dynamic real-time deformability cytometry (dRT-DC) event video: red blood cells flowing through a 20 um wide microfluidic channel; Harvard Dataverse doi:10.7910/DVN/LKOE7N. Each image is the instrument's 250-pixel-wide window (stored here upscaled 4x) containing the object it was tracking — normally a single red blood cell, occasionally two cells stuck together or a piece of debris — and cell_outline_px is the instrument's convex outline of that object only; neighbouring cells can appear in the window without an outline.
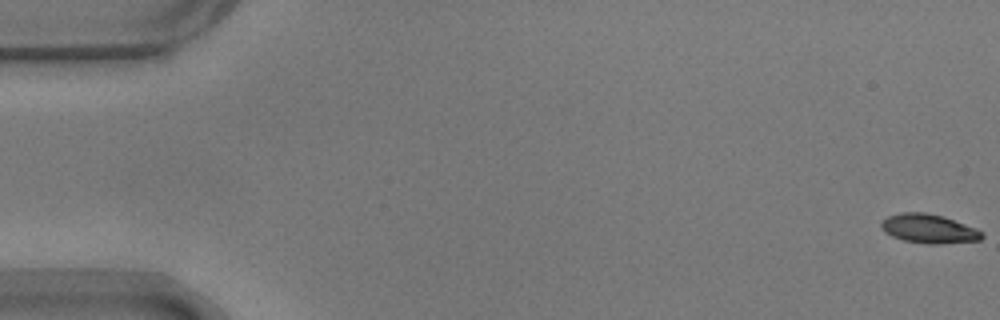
{"species": "common noctule bat (a hibernating species)", "species_latin": "Nyctalus noctula", "temperature_condition": "warm", "stored_images_in_passage": 54, "camera_frame_rate_fps": 3000, "um_per_image_px": 0.085, "animal": {"sex": "male", "body_mass_g": 17.9}, "frame": {"image": 1, "passage_image": 1, "time_ms": 0.0, "image_size_px": [1000, 320], "cell_outline_px": [[984, 236], [980, 240], [940, 244], [928, 244], [904, 240], [892, 236], [884, 232], [880, 228], [880, 220], [888, 216], [904, 212], [924, 212], [944, 216], [976, 228], [984, 232]], "centroid_in_image_um": [78.94, 19.43], "position_along_channel_um": 6.1, "area_um2": 17.22}}
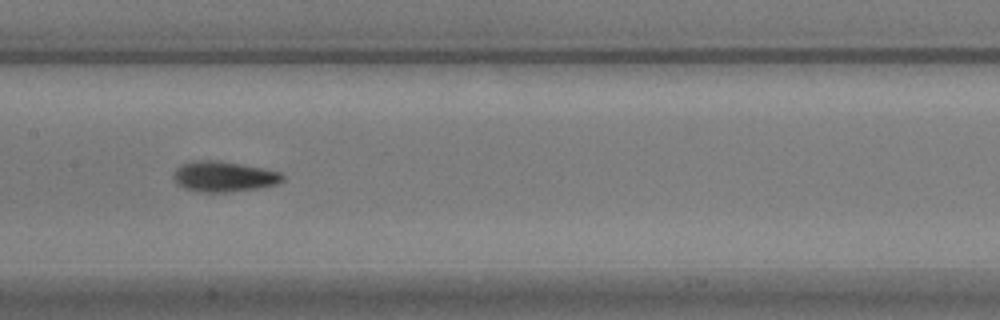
{"frame": {"image": 2, "passage_image": 28, "time_ms": 9.0, "image_size_px": [1000, 320], "cell_outline_px": [[284, 180], [276, 184], [260, 188], [224, 192], [204, 192], [184, 188], [176, 184], [172, 176], [176, 168], [180, 164], [192, 160], [220, 160], [264, 168], [280, 172], [284, 176]], "centroid_in_image_um": [19.0, 14.99], "position_along_channel_um": 188.4, "area_um2": 19.59}}
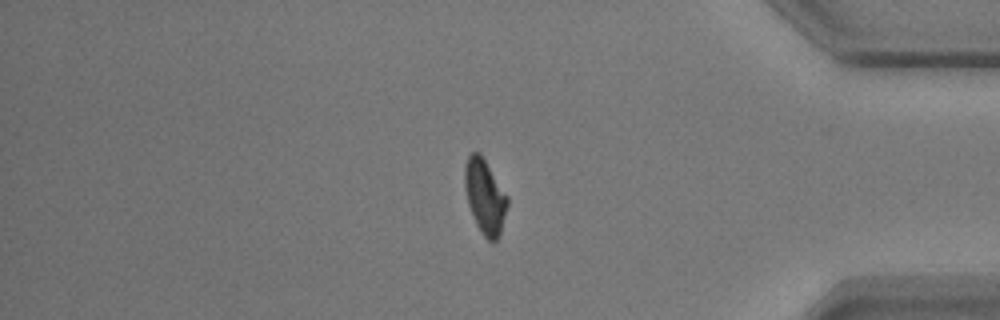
{"frame": {"image": 3, "passage_image": 47, "time_ms": 15.333, "image_size_px": [1000, 320], "cell_outline_px": [[508, 204], [500, 232], [496, 240], [492, 244], [480, 232], [476, 224], [468, 204], [464, 188], [464, 168], [468, 156], [472, 152], [480, 152], [508, 196]], "centroid_in_image_um": [41.2, 16.7], "position_along_channel_um": 394.0, "area_um2": 18.55}}